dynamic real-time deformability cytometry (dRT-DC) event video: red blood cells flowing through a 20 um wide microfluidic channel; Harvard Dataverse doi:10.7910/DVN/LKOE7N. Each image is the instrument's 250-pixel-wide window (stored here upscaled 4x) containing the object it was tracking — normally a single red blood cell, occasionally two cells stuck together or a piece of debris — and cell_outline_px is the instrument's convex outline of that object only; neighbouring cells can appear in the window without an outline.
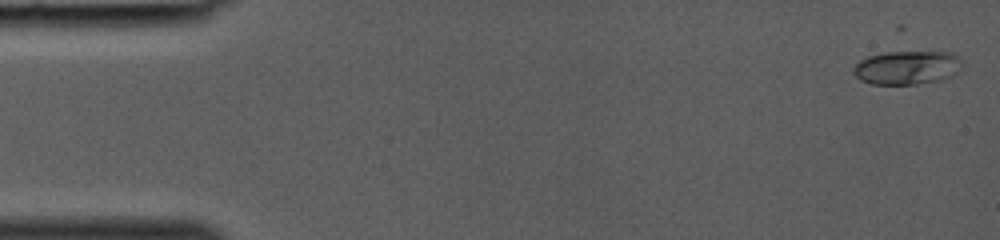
{"species": "common noctule bat (a hibernating species)", "species_latin": "Nyctalus noctula", "temperature_condition": "room temperature", "stored_images_in_passage": 8, "camera_frame_rate_fps": 3000, "um_per_image_px": 0.085, "animal": {"sex": "female", "body_mass_g": 19.0, "forearm_length_mm": 53.3}, "frame": {"image": 1, "passage_image": 1, "time_ms": 0.0, "image_size_px": [1000, 240], "cell_outline_px": [[960, 64], [956, 72], [952, 76], [940, 80], [916, 84], [872, 84], [860, 80], [852, 72], [852, 68], [860, 60], [868, 56], [888, 52], [952, 52], [960, 56]], "centroid_in_image_um": [77.07, 5.74], "position_along_channel_um": 7.9, "area_um2": 21.27}}